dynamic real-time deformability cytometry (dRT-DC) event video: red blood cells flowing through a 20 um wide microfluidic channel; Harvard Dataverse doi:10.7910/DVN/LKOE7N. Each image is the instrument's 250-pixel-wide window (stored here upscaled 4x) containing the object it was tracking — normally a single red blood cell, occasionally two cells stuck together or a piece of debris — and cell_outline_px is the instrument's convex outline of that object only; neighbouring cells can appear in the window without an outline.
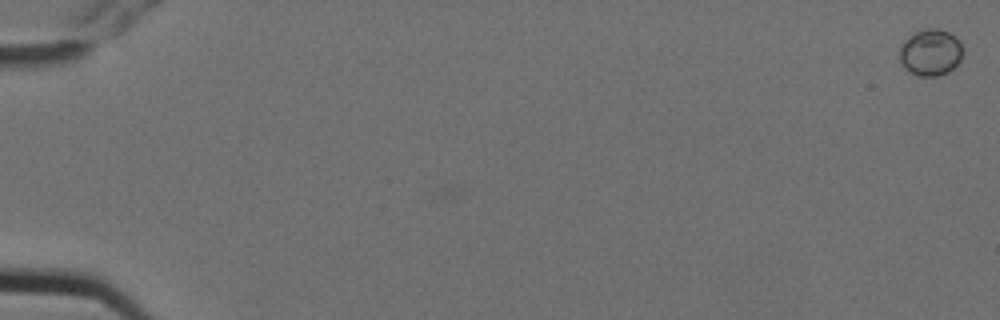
{"species": "Egyptian fruit bat (a non-hibernating species)", "species_latin": "Rousettus aegyptiacus", "temperature_condition": "cold", "stored_images_in_passage": 6, "camera_frame_rate_fps": 3000, "um_per_image_px": 0.085, "animal": {"sex": "female"}, "frame": {"image": 1, "passage_image": 1, "time_ms": 0.0, "image_size_px": [1000, 320], "cell_outline_px": [[964, 52], [960, 60], [948, 72], [940, 76], [916, 76], [908, 72], [904, 68], [900, 60], [900, 48], [904, 40], [908, 36], [916, 32], [928, 28], [936, 28], [948, 32], [956, 36], [960, 40]], "centroid_in_image_um": [79.11, 4.47], "position_along_channel_um": 5.9, "area_um2": 17.4}}
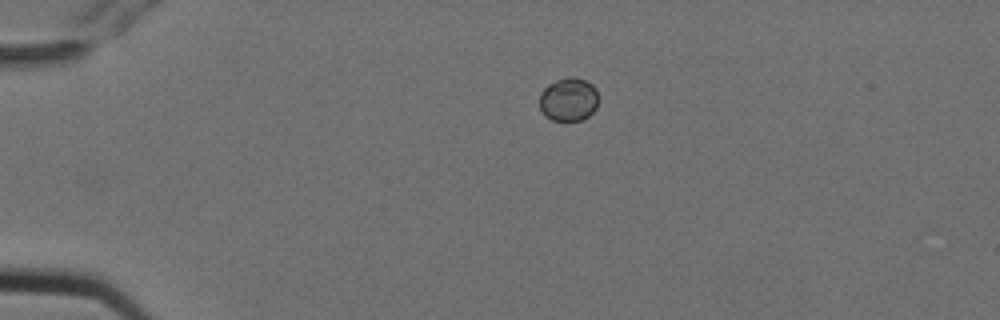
{"frame": {"image": 2, "passage_image": 5, "time_ms": 1.333, "image_size_px": [1000, 320], "cell_outline_px": [[596, 108], [588, 116], [580, 120], [552, 120], [544, 116], [540, 108], [540, 92], [548, 84], [556, 80], [568, 76], [572, 76], [584, 80], [592, 84], [596, 88]], "centroid_in_image_um": [48.29, 8.44], "position_along_channel_um": 36.7, "area_um2": 14.85}}